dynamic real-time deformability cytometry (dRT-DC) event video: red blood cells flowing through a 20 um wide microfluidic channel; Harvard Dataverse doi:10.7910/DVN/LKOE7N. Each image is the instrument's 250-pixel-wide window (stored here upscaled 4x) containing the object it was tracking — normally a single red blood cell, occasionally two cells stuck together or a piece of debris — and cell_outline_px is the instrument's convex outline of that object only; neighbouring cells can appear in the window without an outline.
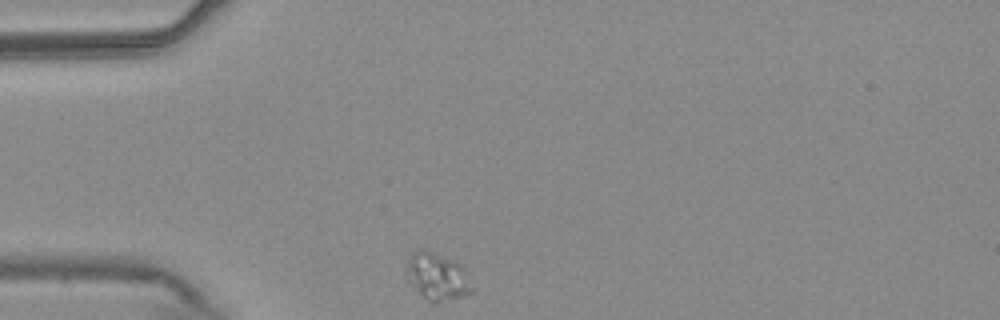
{"species": "common noctule bat (a hibernating species)", "species_latin": "Nyctalus noctula", "temperature_condition": "warm", "stored_images_in_passage": 36, "camera_frame_rate_fps": 3000, "um_per_image_px": 0.085, "animal": {"sex": "male", "body_mass_g": 20.4}, "frame": {"image": 1, "passage_image": 1, "time_ms": 0.0, "image_size_px": [1000, 320], "cell_outline_px": [[476, 292], [464, 296], [436, 304], [432, 304], [404, 276], [404, 272], [408, 260], [412, 252], [424, 248], [452, 260], [460, 264], [464, 268]], "centroid_in_image_um": [37.18, 23.52], "position_along_channel_um": 47.8, "area_um2": 18.38}}
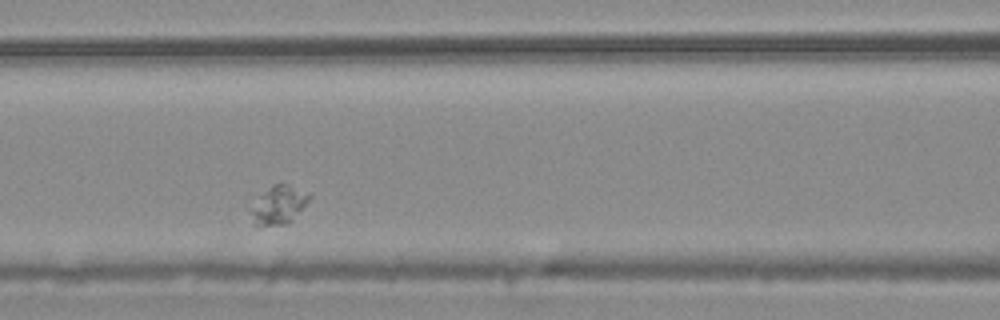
{"frame": {"image": 2, "passage_image": 11, "time_ms": 3.333, "image_size_px": [1000, 320], "cell_outline_px": [[312, 196], [288, 224], [252, 224], [248, 208], [272, 184], [288, 184], [308, 192]], "centroid_in_image_um": [23.65, 17.41], "position_along_channel_um": 142.9, "area_um2": 12.89}}
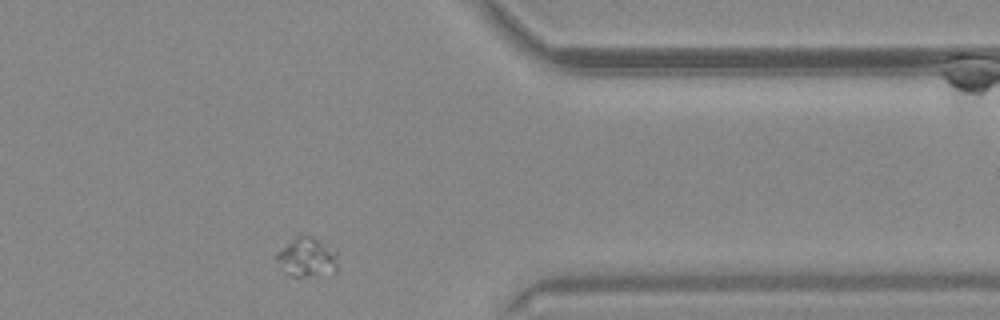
{"frame": {"image": 3, "passage_image": 33, "time_ms": 10.667, "image_size_px": [1000, 320], "cell_outline_px": [[336, 272], [308, 276], [292, 276], [284, 272], [276, 260], [276, 252], [296, 236], [308, 236], [320, 240], [336, 252]], "centroid_in_image_um": [26.06, 21.88], "position_along_channel_um": 385.3, "area_um2": 13.76}}